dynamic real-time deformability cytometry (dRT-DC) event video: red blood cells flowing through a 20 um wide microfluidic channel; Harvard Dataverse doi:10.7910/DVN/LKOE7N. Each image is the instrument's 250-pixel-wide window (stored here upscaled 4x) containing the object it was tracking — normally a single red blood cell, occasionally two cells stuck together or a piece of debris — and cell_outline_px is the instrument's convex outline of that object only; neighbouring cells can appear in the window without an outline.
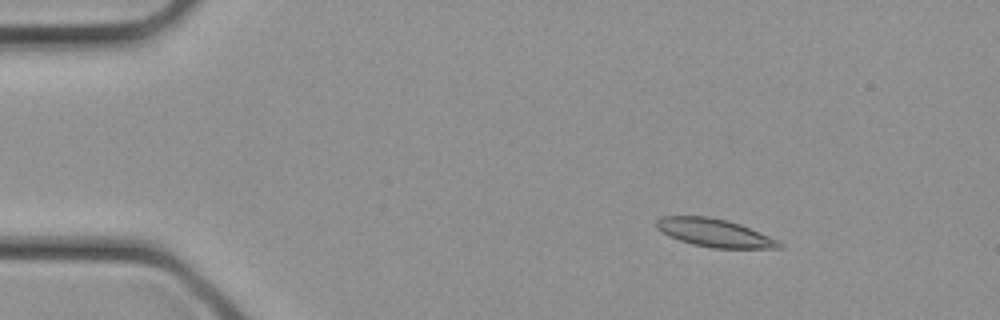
{"species": "common noctule bat (a hibernating species)", "species_latin": "Nyctalus noctula", "temperature_condition": "cold", "stored_images_in_passage": 12, "camera_frame_rate_fps": 3000, "um_per_image_px": 0.085, "animal": {"sex": "female", "body_mass_g": 21.9}, "frame": {"image": 1, "passage_image": 3, "time_ms": 0.667, "image_size_px": [1000, 320], "cell_outline_px": [[784, 244], [780, 248], [712, 248], [692, 244], [668, 236], [656, 228], [656, 220], [660, 216], [708, 216], [728, 220], [740, 224], [780, 240]], "centroid_in_image_um": [60.74, 19.79], "position_along_channel_um": 24.3, "area_um2": 20.23}}
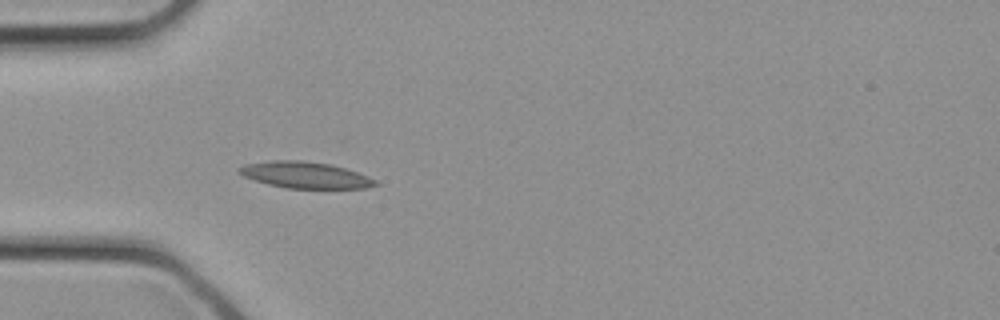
{"frame": {"image": 2, "passage_image": 8, "time_ms": 2.333, "image_size_px": [1000, 320], "cell_outline_px": [[380, 184], [364, 188], [288, 188], [268, 184], [244, 176], [236, 172], [236, 168], [244, 164], [272, 160], [304, 160], [332, 164], [368, 176], [376, 180]], "centroid_in_image_um": [25.91, 14.86], "position_along_channel_um": 59.1, "area_um2": 20.98}}
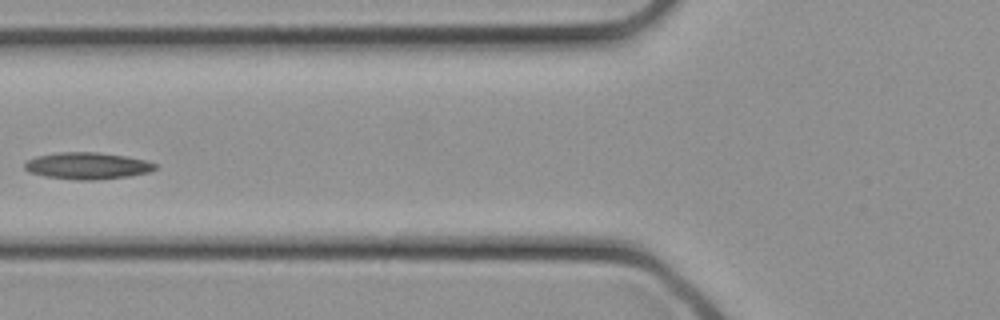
{"frame": {"image": 3, "passage_image": 11, "time_ms": 3.333, "image_size_px": [1000, 320], "cell_outline_px": [[156, 168], [148, 172], [128, 176], [96, 180], [76, 180], [44, 176], [28, 172], [24, 168], [24, 164], [28, 160], [36, 156], [56, 152], [96, 152], [124, 156], [144, 160], [156, 164]], "centroid_in_image_um": [7.37, 14.09], "position_along_channel_um": 118.4, "area_um2": 20.29}}